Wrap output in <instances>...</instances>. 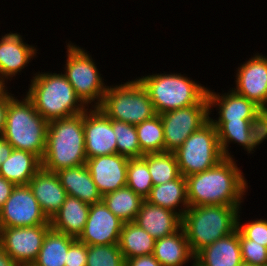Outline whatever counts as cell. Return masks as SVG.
Returning a JSON list of instances; mask_svg holds the SVG:
<instances>
[{"instance_id":"obj_1","label":"cell","mask_w":267,"mask_h":266,"mask_svg":"<svg viewBox=\"0 0 267 266\" xmlns=\"http://www.w3.org/2000/svg\"><path fill=\"white\" fill-rule=\"evenodd\" d=\"M233 158H224L206 171L186 178L189 207L225 205L239 207L247 183Z\"/></svg>"},{"instance_id":"obj_2","label":"cell","mask_w":267,"mask_h":266,"mask_svg":"<svg viewBox=\"0 0 267 266\" xmlns=\"http://www.w3.org/2000/svg\"><path fill=\"white\" fill-rule=\"evenodd\" d=\"M86 160L83 113L50 121L42 168L57 172L84 165Z\"/></svg>"},{"instance_id":"obj_3","label":"cell","mask_w":267,"mask_h":266,"mask_svg":"<svg viewBox=\"0 0 267 266\" xmlns=\"http://www.w3.org/2000/svg\"><path fill=\"white\" fill-rule=\"evenodd\" d=\"M238 209L225 205H202L186 210L182 228L194 255L237 229Z\"/></svg>"},{"instance_id":"obj_4","label":"cell","mask_w":267,"mask_h":266,"mask_svg":"<svg viewBox=\"0 0 267 266\" xmlns=\"http://www.w3.org/2000/svg\"><path fill=\"white\" fill-rule=\"evenodd\" d=\"M33 78L26 96L46 121L50 122L85 112L86 106L77 97L64 74L42 73Z\"/></svg>"},{"instance_id":"obj_5","label":"cell","mask_w":267,"mask_h":266,"mask_svg":"<svg viewBox=\"0 0 267 266\" xmlns=\"http://www.w3.org/2000/svg\"><path fill=\"white\" fill-rule=\"evenodd\" d=\"M14 98L9 100L2 136L14 149L29 151L42 160L49 122L35 110L27 96L21 102Z\"/></svg>"},{"instance_id":"obj_6","label":"cell","mask_w":267,"mask_h":266,"mask_svg":"<svg viewBox=\"0 0 267 266\" xmlns=\"http://www.w3.org/2000/svg\"><path fill=\"white\" fill-rule=\"evenodd\" d=\"M157 114L199 104L208 89L181 74H153L138 79Z\"/></svg>"},{"instance_id":"obj_7","label":"cell","mask_w":267,"mask_h":266,"mask_svg":"<svg viewBox=\"0 0 267 266\" xmlns=\"http://www.w3.org/2000/svg\"><path fill=\"white\" fill-rule=\"evenodd\" d=\"M98 108L111 120L135 126L157 115L148 92L138 79L115 87L107 86Z\"/></svg>"},{"instance_id":"obj_8","label":"cell","mask_w":267,"mask_h":266,"mask_svg":"<svg viewBox=\"0 0 267 266\" xmlns=\"http://www.w3.org/2000/svg\"><path fill=\"white\" fill-rule=\"evenodd\" d=\"M173 153L180 174L184 177L206 171L224 159L217 129L210 119L193 132Z\"/></svg>"},{"instance_id":"obj_9","label":"cell","mask_w":267,"mask_h":266,"mask_svg":"<svg viewBox=\"0 0 267 266\" xmlns=\"http://www.w3.org/2000/svg\"><path fill=\"white\" fill-rule=\"evenodd\" d=\"M67 47L65 77L84 105L87 106L96 99L97 102L92 107H99L107 90L101 74L85 50L71 44Z\"/></svg>"},{"instance_id":"obj_10","label":"cell","mask_w":267,"mask_h":266,"mask_svg":"<svg viewBox=\"0 0 267 266\" xmlns=\"http://www.w3.org/2000/svg\"><path fill=\"white\" fill-rule=\"evenodd\" d=\"M206 96L199 104L160 114L164 132V152L176 151L184 141L209 120Z\"/></svg>"},{"instance_id":"obj_11","label":"cell","mask_w":267,"mask_h":266,"mask_svg":"<svg viewBox=\"0 0 267 266\" xmlns=\"http://www.w3.org/2000/svg\"><path fill=\"white\" fill-rule=\"evenodd\" d=\"M50 228V224L0 228V247L19 266H31L37 259L44 237Z\"/></svg>"},{"instance_id":"obj_12","label":"cell","mask_w":267,"mask_h":266,"mask_svg":"<svg viewBox=\"0 0 267 266\" xmlns=\"http://www.w3.org/2000/svg\"><path fill=\"white\" fill-rule=\"evenodd\" d=\"M50 224L29 185L15 186L0 209V228Z\"/></svg>"},{"instance_id":"obj_13","label":"cell","mask_w":267,"mask_h":266,"mask_svg":"<svg viewBox=\"0 0 267 266\" xmlns=\"http://www.w3.org/2000/svg\"><path fill=\"white\" fill-rule=\"evenodd\" d=\"M88 108L83 112L85 134V153L88 158L117 154V143L113 131V120L108 118L100 108Z\"/></svg>"},{"instance_id":"obj_14","label":"cell","mask_w":267,"mask_h":266,"mask_svg":"<svg viewBox=\"0 0 267 266\" xmlns=\"http://www.w3.org/2000/svg\"><path fill=\"white\" fill-rule=\"evenodd\" d=\"M209 119L217 129L224 158H232L227 148L231 141L239 143L250 153L264 139H267V120L214 121Z\"/></svg>"},{"instance_id":"obj_15","label":"cell","mask_w":267,"mask_h":266,"mask_svg":"<svg viewBox=\"0 0 267 266\" xmlns=\"http://www.w3.org/2000/svg\"><path fill=\"white\" fill-rule=\"evenodd\" d=\"M123 221L103 201L90 205L86 225L78 241L89 245L118 244Z\"/></svg>"},{"instance_id":"obj_16","label":"cell","mask_w":267,"mask_h":266,"mask_svg":"<svg viewBox=\"0 0 267 266\" xmlns=\"http://www.w3.org/2000/svg\"><path fill=\"white\" fill-rule=\"evenodd\" d=\"M234 92L254 102L267 114V58L255 55L238 68Z\"/></svg>"},{"instance_id":"obj_17","label":"cell","mask_w":267,"mask_h":266,"mask_svg":"<svg viewBox=\"0 0 267 266\" xmlns=\"http://www.w3.org/2000/svg\"><path fill=\"white\" fill-rule=\"evenodd\" d=\"M129 159L117 154L88 158L86 166L103 196L127 185V166Z\"/></svg>"},{"instance_id":"obj_18","label":"cell","mask_w":267,"mask_h":266,"mask_svg":"<svg viewBox=\"0 0 267 266\" xmlns=\"http://www.w3.org/2000/svg\"><path fill=\"white\" fill-rule=\"evenodd\" d=\"M207 97L209 110L212 106H219V118L215 121L267 120V114L259 106L233 89L221 96L208 90Z\"/></svg>"},{"instance_id":"obj_19","label":"cell","mask_w":267,"mask_h":266,"mask_svg":"<svg viewBox=\"0 0 267 266\" xmlns=\"http://www.w3.org/2000/svg\"><path fill=\"white\" fill-rule=\"evenodd\" d=\"M134 222L155 239L168 236L182 228L180 212L151 204L145 199Z\"/></svg>"},{"instance_id":"obj_20","label":"cell","mask_w":267,"mask_h":266,"mask_svg":"<svg viewBox=\"0 0 267 266\" xmlns=\"http://www.w3.org/2000/svg\"><path fill=\"white\" fill-rule=\"evenodd\" d=\"M46 217L51 220L65 201L67 193L56 172L41 169L28 183Z\"/></svg>"},{"instance_id":"obj_21","label":"cell","mask_w":267,"mask_h":266,"mask_svg":"<svg viewBox=\"0 0 267 266\" xmlns=\"http://www.w3.org/2000/svg\"><path fill=\"white\" fill-rule=\"evenodd\" d=\"M36 49L25 44L21 35L9 33L0 40V84L5 86V78L13 77L20 72L30 59L35 56ZM5 77V78H4Z\"/></svg>"},{"instance_id":"obj_22","label":"cell","mask_w":267,"mask_h":266,"mask_svg":"<svg viewBox=\"0 0 267 266\" xmlns=\"http://www.w3.org/2000/svg\"><path fill=\"white\" fill-rule=\"evenodd\" d=\"M193 262L195 266H242L238 229L201 249Z\"/></svg>"},{"instance_id":"obj_23","label":"cell","mask_w":267,"mask_h":266,"mask_svg":"<svg viewBox=\"0 0 267 266\" xmlns=\"http://www.w3.org/2000/svg\"><path fill=\"white\" fill-rule=\"evenodd\" d=\"M56 174L67 195L89 205L102 201V195L93 182L86 164L61 169Z\"/></svg>"},{"instance_id":"obj_24","label":"cell","mask_w":267,"mask_h":266,"mask_svg":"<svg viewBox=\"0 0 267 266\" xmlns=\"http://www.w3.org/2000/svg\"><path fill=\"white\" fill-rule=\"evenodd\" d=\"M90 205L67 195L59 211L50 220L51 228L78 238L88 218Z\"/></svg>"},{"instance_id":"obj_25","label":"cell","mask_w":267,"mask_h":266,"mask_svg":"<svg viewBox=\"0 0 267 266\" xmlns=\"http://www.w3.org/2000/svg\"><path fill=\"white\" fill-rule=\"evenodd\" d=\"M41 167V159L34 153L13 149L10 157L0 165V177L15 186L28 185Z\"/></svg>"},{"instance_id":"obj_26","label":"cell","mask_w":267,"mask_h":266,"mask_svg":"<svg viewBox=\"0 0 267 266\" xmlns=\"http://www.w3.org/2000/svg\"><path fill=\"white\" fill-rule=\"evenodd\" d=\"M153 255L162 266H182L189 259H195L183 228L156 239Z\"/></svg>"},{"instance_id":"obj_27","label":"cell","mask_w":267,"mask_h":266,"mask_svg":"<svg viewBox=\"0 0 267 266\" xmlns=\"http://www.w3.org/2000/svg\"><path fill=\"white\" fill-rule=\"evenodd\" d=\"M145 200L173 212H177L175 208L181 203L183 209H180L179 212L180 216L183 217L184 213L189 208L186 178L180 175L177 179L153 186Z\"/></svg>"},{"instance_id":"obj_28","label":"cell","mask_w":267,"mask_h":266,"mask_svg":"<svg viewBox=\"0 0 267 266\" xmlns=\"http://www.w3.org/2000/svg\"><path fill=\"white\" fill-rule=\"evenodd\" d=\"M155 240L135 222H125L122 225L118 245L126 261L130 258L153 254Z\"/></svg>"},{"instance_id":"obj_29","label":"cell","mask_w":267,"mask_h":266,"mask_svg":"<svg viewBox=\"0 0 267 266\" xmlns=\"http://www.w3.org/2000/svg\"><path fill=\"white\" fill-rule=\"evenodd\" d=\"M76 240L50 228L44 237L38 257L31 266H65L69 247Z\"/></svg>"},{"instance_id":"obj_30","label":"cell","mask_w":267,"mask_h":266,"mask_svg":"<svg viewBox=\"0 0 267 266\" xmlns=\"http://www.w3.org/2000/svg\"><path fill=\"white\" fill-rule=\"evenodd\" d=\"M102 201L115 216L125 223L134 222L144 199L126 185L104 194Z\"/></svg>"},{"instance_id":"obj_31","label":"cell","mask_w":267,"mask_h":266,"mask_svg":"<svg viewBox=\"0 0 267 266\" xmlns=\"http://www.w3.org/2000/svg\"><path fill=\"white\" fill-rule=\"evenodd\" d=\"M141 157L148 153L164 152V132L160 114L135 126Z\"/></svg>"},{"instance_id":"obj_32","label":"cell","mask_w":267,"mask_h":266,"mask_svg":"<svg viewBox=\"0 0 267 266\" xmlns=\"http://www.w3.org/2000/svg\"><path fill=\"white\" fill-rule=\"evenodd\" d=\"M147 165L153 186L167 183L181 175L173 152L148 153Z\"/></svg>"},{"instance_id":"obj_33","label":"cell","mask_w":267,"mask_h":266,"mask_svg":"<svg viewBox=\"0 0 267 266\" xmlns=\"http://www.w3.org/2000/svg\"><path fill=\"white\" fill-rule=\"evenodd\" d=\"M126 178L127 186L143 199H146L153 187L147 165V154L141 158L129 159Z\"/></svg>"},{"instance_id":"obj_34","label":"cell","mask_w":267,"mask_h":266,"mask_svg":"<svg viewBox=\"0 0 267 266\" xmlns=\"http://www.w3.org/2000/svg\"><path fill=\"white\" fill-rule=\"evenodd\" d=\"M113 131L116 136L117 153L128 159L141 158V147L138 142L135 125L113 120Z\"/></svg>"},{"instance_id":"obj_35","label":"cell","mask_w":267,"mask_h":266,"mask_svg":"<svg viewBox=\"0 0 267 266\" xmlns=\"http://www.w3.org/2000/svg\"><path fill=\"white\" fill-rule=\"evenodd\" d=\"M86 266H125L118 244L87 246Z\"/></svg>"},{"instance_id":"obj_36","label":"cell","mask_w":267,"mask_h":266,"mask_svg":"<svg viewBox=\"0 0 267 266\" xmlns=\"http://www.w3.org/2000/svg\"><path fill=\"white\" fill-rule=\"evenodd\" d=\"M239 242L243 263L267 266V247L253 243V240L246 239L240 232Z\"/></svg>"},{"instance_id":"obj_37","label":"cell","mask_w":267,"mask_h":266,"mask_svg":"<svg viewBox=\"0 0 267 266\" xmlns=\"http://www.w3.org/2000/svg\"><path fill=\"white\" fill-rule=\"evenodd\" d=\"M239 216L237 217V229L238 231L249 240H253V243L261 244L267 247V220L259 219L253 222L246 223L244 225L239 224Z\"/></svg>"},{"instance_id":"obj_38","label":"cell","mask_w":267,"mask_h":266,"mask_svg":"<svg viewBox=\"0 0 267 266\" xmlns=\"http://www.w3.org/2000/svg\"><path fill=\"white\" fill-rule=\"evenodd\" d=\"M87 245L76 240L67 252L65 266H86Z\"/></svg>"},{"instance_id":"obj_39","label":"cell","mask_w":267,"mask_h":266,"mask_svg":"<svg viewBox=\"0 0 267 266\" xmlns=\"http://www.w3.org/2000/svg\"><path fill=\"white\" fill-rule=\"evenodd\" d=\"M5 89L6 88L4 87L0 91V135H3L6 123L7 110L9 107V100L13 97Z\"/></svg>"},{"instance_id":"obj_40","label":"cell","mask_w":267,"mask_h":266,"mask_svg":"<svg viewBox=\"0 0 267 266\" xmlns=\"http://www.w3.org/2000/svg\"><path fill=\"white\" fill-rule=\"evenodd\" d=\"M125 266H162L154 257L151 255H144L127 259Z\"/></svg>"},{"instance_id":"obj_41","label":"cell","mask_w":267,"mask_h":266,"mask_svg":"<svg viewBox=\"0 0 267 266\" xmlns=\"http://www.w3.org/2000/svg\"><path fill=\"white\" fill-rule=\"evenodd\" d=\"M15 185L9 182L5 178L0 177V209L2 208L5 201L10 197V194Z\"/></svg>"},{"instance_id":"obj_42","label":"cell","mask_w":267,"mask_h":266,"mask_svg":"<svg viewBox=\"0 0 267 266\" xmlns=\"http://www.w3.org/2000/svg\"><path fill=\"white\" fill-rule=\"evenodd\" d=\"M13 147L0 135V165L11 155Z\"/></svg>"},{"instance_id":"obj_43","label":"cell","mask_w":267,"mask_h":266,"mask_svg":"<svg viewBox=\"0 0 267 266\" xmlns=\"http://www.w3.org/2000/svg\"><path fill=\"white\" fill-rule=\"evenodd\" d=\"M0 266H19L11 256L0 247Z\"/></svg>"},{"instance_id":"obj_44","label":"cell","mask_w":267,"mask_h":266,"mask_svg":"<svg viewBox=\"0 0 267 266\" xmlns=\"http://www.w3.org/2000/svg\"><path fill=\"white\" fill-rule=\"evenodd\" d=\"M242 266H257V265H250V264L243 263Z\"/></svg>"},{"instance_id":"obj_45","label":"cell","mask_w":267,"mask_h":266,"mask_svg":"<svg viewBox=\"0 0 267 266\" xmlns=\"http://www.w3.org/2000/svg\"><path fill=\"white\" fill-rule=\"evenodd\" d=\"M4 87L0 84V91L3 89Z\"/></svg>"}]
</instances>
